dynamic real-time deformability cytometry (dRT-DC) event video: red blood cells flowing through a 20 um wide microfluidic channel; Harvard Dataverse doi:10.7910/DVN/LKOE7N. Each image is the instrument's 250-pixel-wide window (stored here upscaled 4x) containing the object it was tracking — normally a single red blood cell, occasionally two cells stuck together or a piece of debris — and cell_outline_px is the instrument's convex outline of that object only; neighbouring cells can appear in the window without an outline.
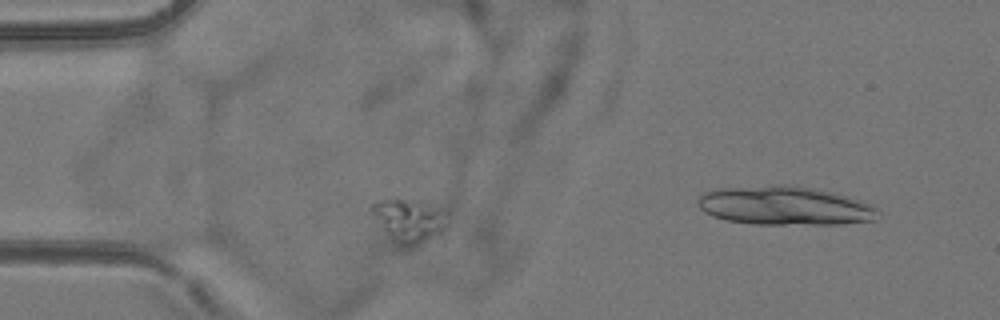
{"species": "common noctule bat (a hibernating species)", "species_latin": "Nyctalus noctula", "temperature_condition": "room temperature", "stored_images_in_passage": 3, "camera_frame_rate_fps": 3000, "um_per_image_px": 0.085, "animal": {"sex": "female", "body_mass_g": 24.6, "forearm_length_mm": 56.2}, "frame": {"image": 1, "passage_image": 2, "time_ms": 1.333, "image_size_px": [1000, 320], "cell_outline_px": [[444, 244], [400, 244], [392, 240], [372, 212], [372, 204], [380, 200], [404, 200], [420, 204], [436, 212], [444, 228]], "centroid_in_image_um": [34.78, 18.9], "position_along_channel_um": 50.2, "area_um2": 17.74}}